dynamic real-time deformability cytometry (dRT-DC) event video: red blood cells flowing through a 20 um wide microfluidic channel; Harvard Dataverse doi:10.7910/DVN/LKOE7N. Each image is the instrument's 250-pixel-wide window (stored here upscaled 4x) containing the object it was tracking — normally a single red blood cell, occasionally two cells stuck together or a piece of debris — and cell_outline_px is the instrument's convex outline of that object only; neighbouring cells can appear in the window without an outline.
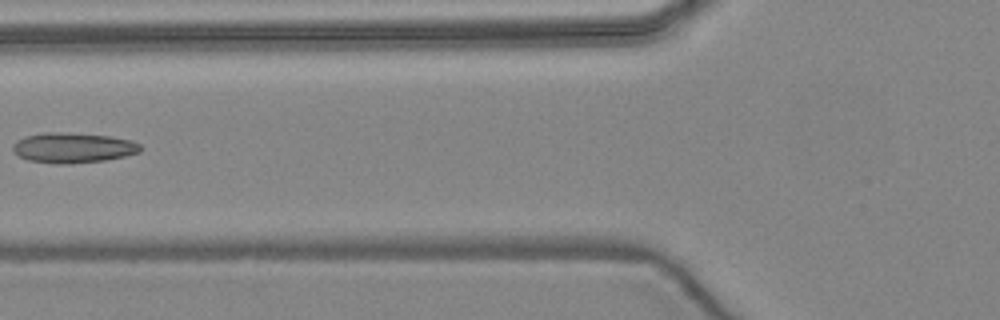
{"species": "common noctule bat (a hibernating species)", "species_latin": "Nyctalus noctula", "temperature_condition": "warm", "stored_images_in_passage": 5, "camera_frame_rate_fps": 3000, "um_per_image_px": 0.085, "animal": {"sex": "female", "body_mass_g": 24.6, "forearm_length_mm": 56.2}, "frame": {"image": 1, "passage_image": 5, "time_ms": 5.333, "image_size_px": [1000, 320], "cell_outline_px": [[144, 148], [140, 152], [124, 156], [104, 160], [68, 164], [60, 164], [28, 160], [12, 152], [12, 144], [16, 140], [24, 136], [44, 132], [68, 132], [112, 136], [132, 140], [140, 144]], "centroid_in_image_um": [6.2, 12.54], "position_along_channel_um": 119.6, "area_um2": 22.77}}